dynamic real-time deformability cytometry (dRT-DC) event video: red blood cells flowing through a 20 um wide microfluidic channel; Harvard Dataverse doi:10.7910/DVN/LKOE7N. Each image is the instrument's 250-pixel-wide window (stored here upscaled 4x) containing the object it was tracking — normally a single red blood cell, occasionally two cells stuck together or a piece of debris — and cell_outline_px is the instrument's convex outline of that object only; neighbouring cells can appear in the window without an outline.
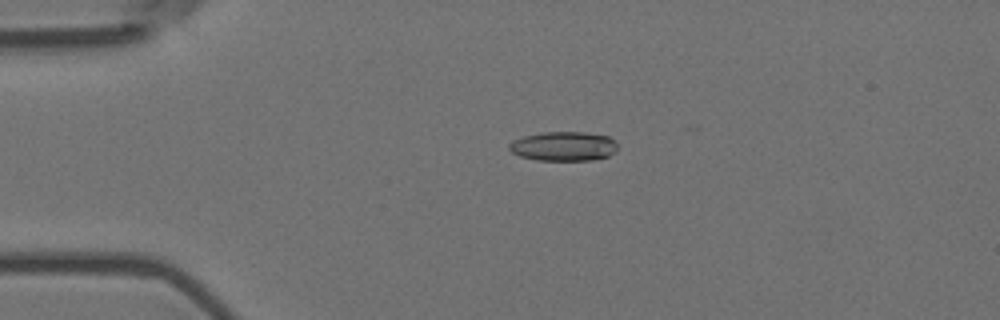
{"species": "Egyptian fruit bat (a non-hibernating species)", "species_latin": "Rousettus aegyptiacus", "temperature_condition": "room temperature", "stored_images_in_passage": 6, "camera_frame_rate_fps": 3000, "um_per_image_px": 0.085, "animal": {"sex": "female"}, "frame": {"image": 1, "passage_image": 4, "time_ms": 1.0, "image_size_px": [1000, 320], "cell_outline_px": [[616, 152], [608, 156], [592, 160], [536, 160], [520, 156], [512, 152], [508, 148], [508, 144], [512, 140], [524, 136], [544, 132], [584, 132], [608, 136], [616, 140]], "centroid_in_image_um": [47.9, 12.43], "position_along_channel_um": 37.1, "area_um2": 18.61}}